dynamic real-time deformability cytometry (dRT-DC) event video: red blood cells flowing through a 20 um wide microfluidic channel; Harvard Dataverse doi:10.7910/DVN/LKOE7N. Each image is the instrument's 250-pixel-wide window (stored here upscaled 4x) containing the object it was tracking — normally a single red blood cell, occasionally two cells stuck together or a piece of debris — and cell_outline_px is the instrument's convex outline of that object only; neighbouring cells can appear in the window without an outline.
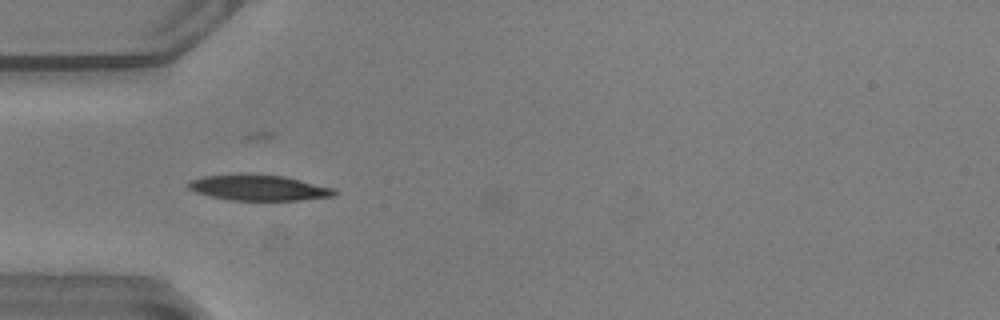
{"species": "common noctule bat (a hibernating species)", "species_latin": "Nyctalus noctula", "temperature_condition": "warm", "stored_images_in_passage": 6, "camera_frame_rate_fps": 3000, "um_per_image_px": 0.085, "animal": {"sex": "male", "body_mass_g": 20.5, "forearm_length_mm": 52.5}, "frame": {"image": 1, "passage_image": 5, "time_ms": 1.333, "image_size_px": [1000, 320], "cell_outline_px": [[336, 196], [300, 200], [228, 200], [196, 192], [188, 188], [188, 180], [204, 176], [240, 172], [244, 172], [284, 176], [332, 188], [336, 192]], "centroid_in_image_um": [21.93, 15.93], "position_along_channel_um": 63.1, "area_um2": 22.14}}